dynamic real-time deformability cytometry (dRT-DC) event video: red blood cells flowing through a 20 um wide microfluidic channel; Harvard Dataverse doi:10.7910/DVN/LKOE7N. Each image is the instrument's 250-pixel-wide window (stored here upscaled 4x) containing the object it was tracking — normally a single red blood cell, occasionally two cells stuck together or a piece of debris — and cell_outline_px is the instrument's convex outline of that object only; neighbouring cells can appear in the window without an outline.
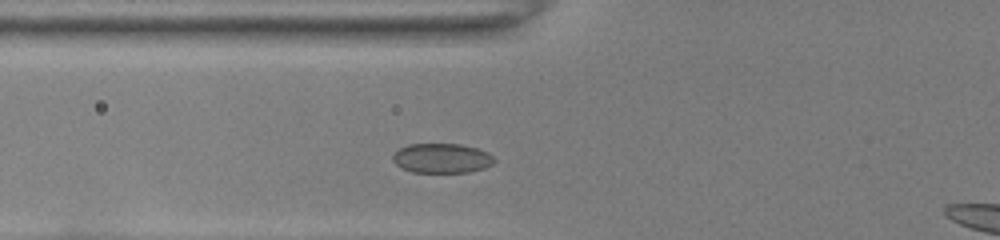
{"species": "common noctule bat (a hibernating species)", "species_latin": "Nyctalus noctula", "temperature_condition": "room temperature", "stored_images_in_passage": 24, "camera_frame_rate_fps": 3000, "um_per_image_px": 0.085, "animal": {"sex": "female", "body_mass_g": 22.0, "forearm_length_mm": 56.7}, "frame": {"image": 1, "passage_image": 2, "time_ms": 0.333, "image_size_px": [1000, 240], "cell_outline_px": [[480, 152], [472, 168], [456, 172], [420, 172], [408, 168], [400, 164], [400, 152], [404, 148], [416, 144], [448, 144], [468, 148]], "centroid_in_image_um": [37.24, 13.43], "position_along_channel_um": 88.6, "area_um2": 13.58}}
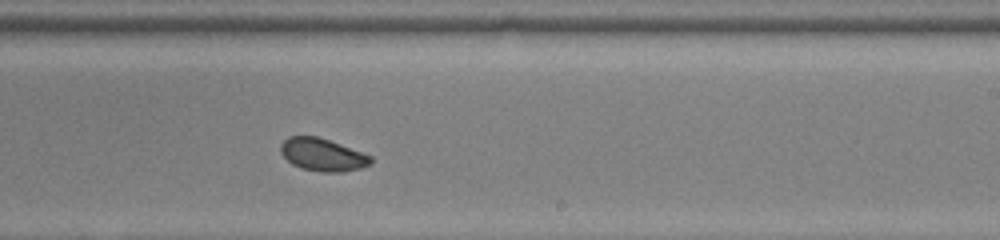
{"frame": {"image": 2, "passage_image": 15, "time_ms": 4.667, "image_size_px": [1000, 240], "cell_outline_px": [[368, 160], [364, 164], [352, 168], [308, 168], [296, 164], [284, 152], [284, 144], [292, 136], [312, 136], [336, 144], [368, 156]], "centroid_in_image_um": [27.34, 13.07], "position_along_channel_um": 261.7, "area_um2": 13.87}}
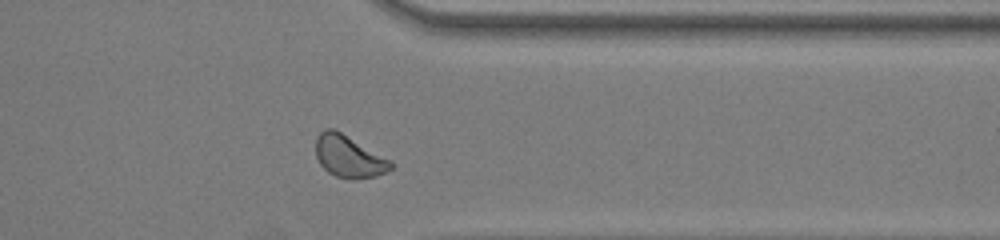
{"frame": {"image": 3, "passage_image": 24, "time_ms": 7.667, "image_size_px": [1000, 240], "cell_outline_px": [[392, 164], [388, 168], [380, 172], [368, 176], [340, 176], [332, 172], [320, 160], [316, 152], [316, 144], [320, 136], [324, 132], [336, 132], [344, 136]], "centroid_in_image_um": [29.58, 13.31], "position_along_channel_um": 381.8, "area_um2": 15.14}, "authors_computed_cell_mechanics": {"area_um2": 14.1321, "velocity_mm_per_s": 4.0027, "shape_relaxation_time_tau1_ms": null, "shape_relaxation_time_tau2_ms": 1.3114, "deformation_change_tau1": null, "deformation_change_tau2": 0.0602}}